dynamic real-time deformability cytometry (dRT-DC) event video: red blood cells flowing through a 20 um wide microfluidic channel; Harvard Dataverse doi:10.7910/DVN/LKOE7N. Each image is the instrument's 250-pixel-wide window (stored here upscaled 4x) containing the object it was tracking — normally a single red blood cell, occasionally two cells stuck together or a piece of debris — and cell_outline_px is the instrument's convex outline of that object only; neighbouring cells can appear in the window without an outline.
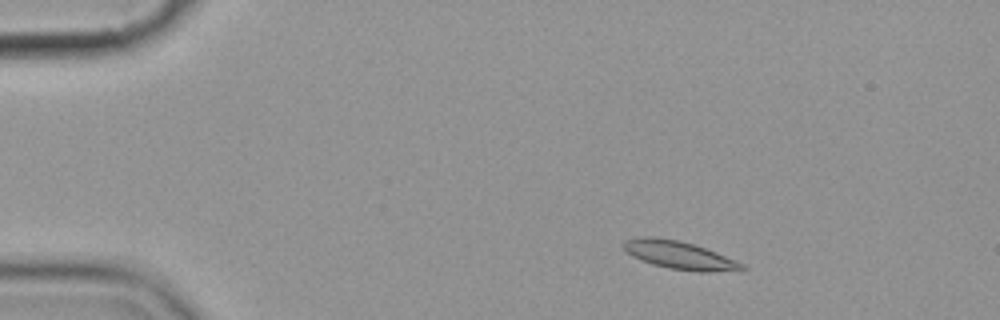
{"species": "common noctule bat (a hibernating species)", "species_latin": "Nyctalus noctula", "temperature_condition": "cold", "stored_images_in_passage": 9, "camera_frame_rate_fps": 3000, "um_per_image_px": 0.085, "animal": {"sex": "female", "body_mass_g": 19.9}, "frame": {"image": 1, "passage_image": 1, "time_ms": 0.0, "image_size_px": [1000, 320], "cell_outline_px": [[748, 268], [708, 272], [696, 272], [668, 268], [652, 264], [640, 260], [624, 252], [620, 244], [624, 240], [636, 236], [652, 236], [680, 240], [716, 252], [736, 260], [744, 264]], "centroid_in_image_um": [57.63, 21.66], "position_along_channel_um": 27.4, "area_um2": 19.59}}
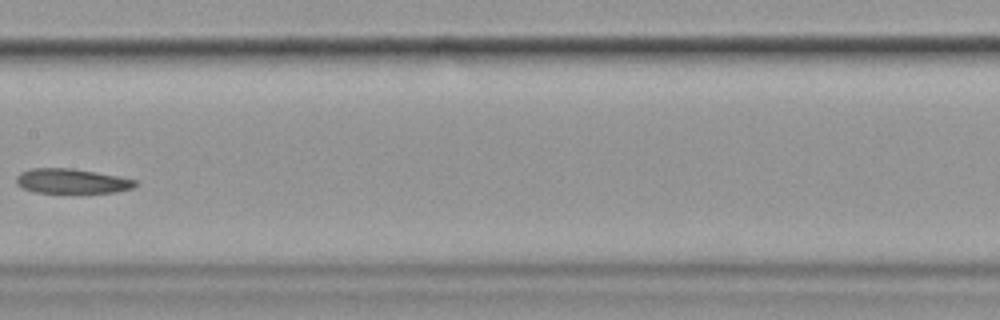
{"frame": {"image": 2, "passage_image": 7, "time_ms": 7.0, "image_size_px": [1000, 320], "cell_outline_px": [[136, 184], [132, 188], [116, 192], [32, 192], [20, 188], [16, 184], [16, 176], [20, 172], [32, 168], [72, 168], [96, 172], [136, 180]], "centroid_in_image_um": [6.02, 15.39], "position_along_channel_um": 201.4, "area_um2": 17.05}}
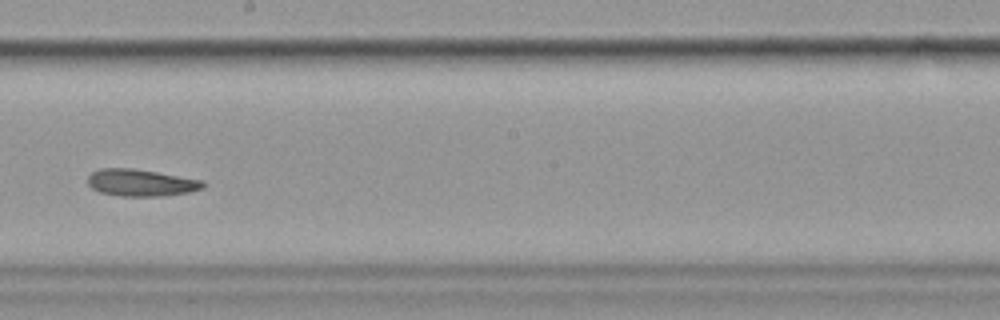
{"frame": {"image": 3, "passage_image": 8, "time_ms": 8.0, "image_size_px": [1000, 320], "cell_outline_px": [[204, 188], [188, 192], [160, 196], [120, 196], [100, 192], [92, 188], [88, 184], [88, 176], [92, 172], [100, 168], [132, 168], [204, 180]], "centroid_in_image_um": [11.97, 15.53], "position_along_channel_um": 236.2, "area_um2": 18.03}}